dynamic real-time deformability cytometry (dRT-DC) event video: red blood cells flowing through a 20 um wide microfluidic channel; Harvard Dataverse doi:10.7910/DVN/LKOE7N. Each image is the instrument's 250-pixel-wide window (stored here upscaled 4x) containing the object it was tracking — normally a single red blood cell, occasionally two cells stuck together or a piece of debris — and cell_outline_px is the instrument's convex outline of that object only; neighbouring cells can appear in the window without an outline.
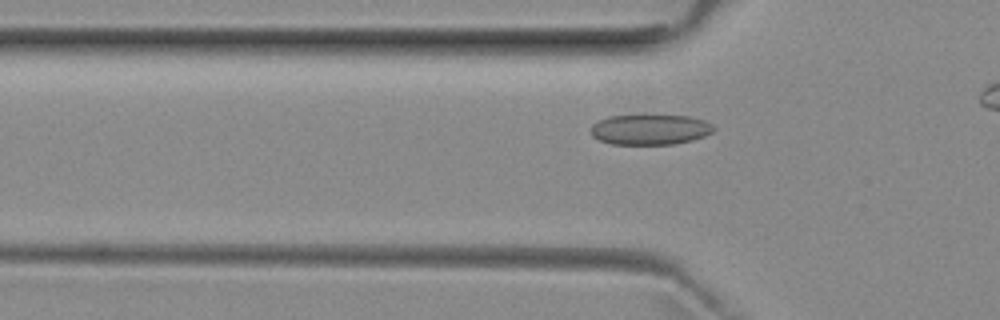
{"species": "common noctule bat (a hibernating species)", "species_latin": "Nyctalus noctula", "temperature_condition": "room temperature", "stored_images_in_passage": 35, "camera_frame_rate_fps": 3000, "um_per_image_px": 0.085, "animal": {"sex": "female", "body_mass_g": 29.2, "forearm_length_mm": 56.3}, "frame": {"image": 1, "passage_image": 9, "time_ms": 2.667, "image_size_px": [1000, 320], "cell_outline_px": [[716, 128], [712, 132], [704, 136], [692, 140], [676, 144], [612, 144], [600, 140], [592, 136], [592, 124], [608, 116], [688, 116], [704, 120], [712, 124]], "centroid_in_image_um": [55.28, 11.02], "position_along_channel_um": 70.5, "area_um2": 21.5}}
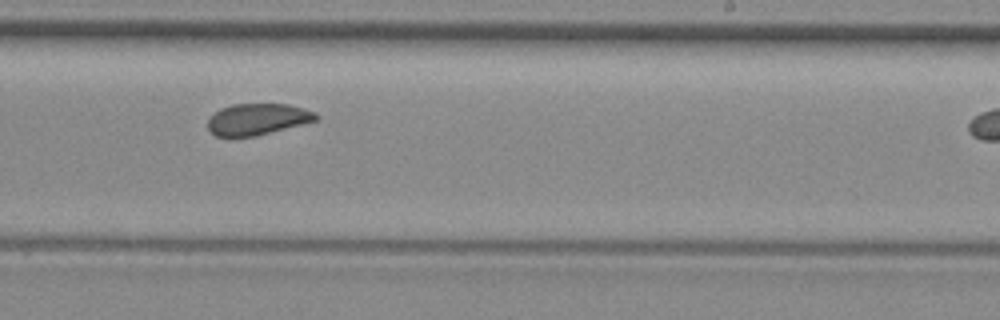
{"frame": {"image": 2, "passage_image": 24, "time_ms": 7.667, "image_size_px": [1000, 320], "cell_outline_px": [[320, 120], [256, 136], [216, 136], [208, 128], [208, 120], [220, 108], [232, 104], [288, 104], [304, 108], [316, 112], [320, 116]], "centroid_in_image_um": [21.96, 10.12], "position_along_channel_um": 267.0, "area_um2": 19.88}}
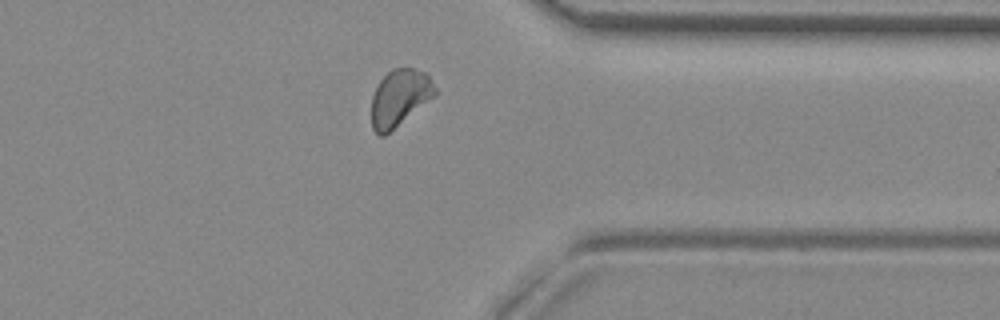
{"frame": {"image": 3, "passage_image": 33, "time_ms": 10.667, "image_size_px": [1000, 320], "cell_outline_px": [[436, 96], [384, 136], [380, 136], [372, 128], [372, 96], [380, 80], [392, 68], [412, 68], [424, 72], [428, 76], [436, 88]], "centroid_in_image_um": [33.97, 8.31], "position_along_channel_um": 377.4, "area_um2": 20.87}}